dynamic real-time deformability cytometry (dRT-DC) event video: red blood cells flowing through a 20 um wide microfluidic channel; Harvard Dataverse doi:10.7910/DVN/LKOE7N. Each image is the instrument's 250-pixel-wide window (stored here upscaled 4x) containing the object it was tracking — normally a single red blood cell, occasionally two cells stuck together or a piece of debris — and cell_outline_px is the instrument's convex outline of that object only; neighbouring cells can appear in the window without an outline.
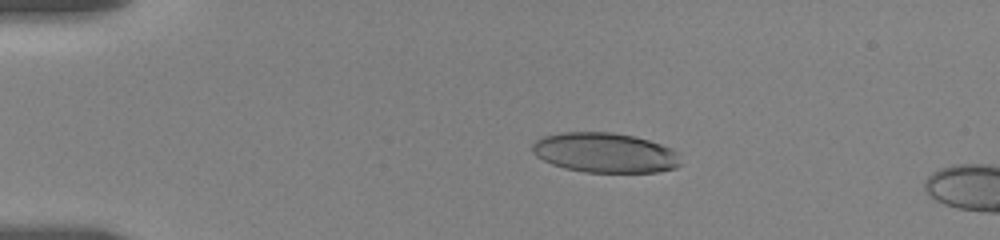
{"species": "human", "species_latin": "Homo sapiens", "temperature_condition": "room temperature", "stored_images_in_passage": 52, "camera_frame_rate_fps": 3000, "um_per_image_px": 0.085, "donor": {"sex": "female"}, "frame": {"image": 1, "passage_image": 12, "time_ms": 3.667, "image_size_px": [1000, 240], "cell_outline_px": [[680, 164], [676, 168], [656, 172], [584, 172], [564, 168], [552, 164], [536, 156], [532, 152], [532, 144], [536, 140], [544, 136], [560, 132], [612, 132], [632, 136], [648, 140], [672, 148], [680, 152]], "centroid_in_image_um": [51.43, 12.98], "position_along_channel_um": 33.6, "area_um2": 34.62}}
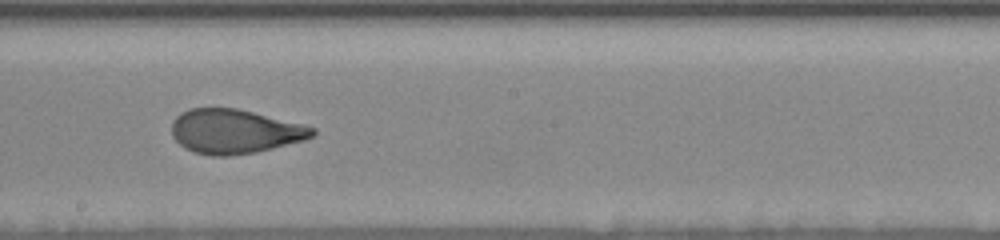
{"frame": {"image": 2, "passage_image": 33, "time_ms": 10.667, "image_size_px": [1000, 240], "cell_outline_px": [[316, 132], [312, 136], [304, 140], [256, 152], [228, 156], [212, 156], [192, 152], [184, 148], [172, 136], [172, 120], [180, 112], [188, 108], [236, 108], [316, 128]], "centroid_in_image_um": [19.89, 11.18], "position_along_channel_um": 228.3, "area_um2": 36.18}}
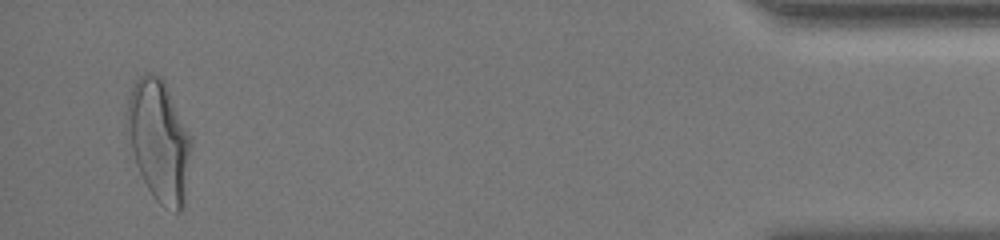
{"frame": {"image": 3, "passage_image": 51, "time_ms": 18.0, "image_size_px": [1000, 240], "cell_outline_px": [[192, 144], [184, 204], [180, 212], [176, 212], [164, 208], [152, 196], [136, 164], [132, 148], [128, 116], [128, 96], [136, 76], [144, 72], [152, 72], [160, 76], [164, 80], [192, 136]], "centroid_in_image_um": [13.56, 11.92], "position_along_channel_um": 421.6, "area_um2": 45.26}, "authors_computed_cell_mechanics": {"area_um2": 36.2406, "velocity_mm_per_s": 3.5709, "shape_relaxation_time_tau1_ms": 4.7409, "shape_relaxation_time_tau2_ms": 0.9706, "deformation_change_tau1": 0.1921, "deformation_change_tau2": 0.0714}}